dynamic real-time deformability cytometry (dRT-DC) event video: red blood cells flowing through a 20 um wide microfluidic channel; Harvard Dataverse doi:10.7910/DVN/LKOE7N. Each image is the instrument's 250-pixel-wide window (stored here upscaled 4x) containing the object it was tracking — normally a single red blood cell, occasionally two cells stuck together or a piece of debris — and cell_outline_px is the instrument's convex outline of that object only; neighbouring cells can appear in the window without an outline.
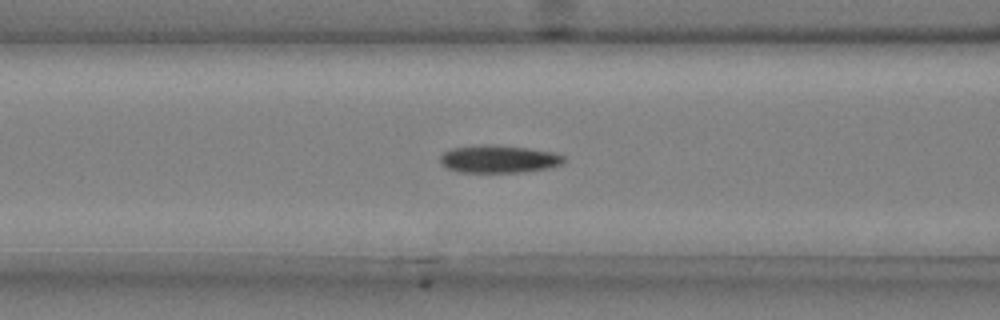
{"species": "common noctule bat (a hibernating species)", "species_latin": "Nyctalus noctula", "temperature_condition": "cold", "stored_images_in_passage": 42, "segment_of_instrument_passage": [1, 2], "camera_frame_rate_fps": 3000, "um_per_image_px": 0.085, "animal": {"sex": "male", "body_mass_g": 20.4}, "frame": {"image": 1, "passage_image": 11, "time_ms": 3.333, "image_size_px": [1000, 320], "cell_outline_px": [[568, 160], [564, 164], [548, 168], [524, 172], [460, 172], [448, 168], [440, 164], [440, 156], [448, 148], [480, 144], [488, 144], [528, 148], [552, 152], [564, 156]], "centroid_in_image_um": [42.4, 13.51], "position_along_channel_um": 124.2, "area_um2": 20.23}}
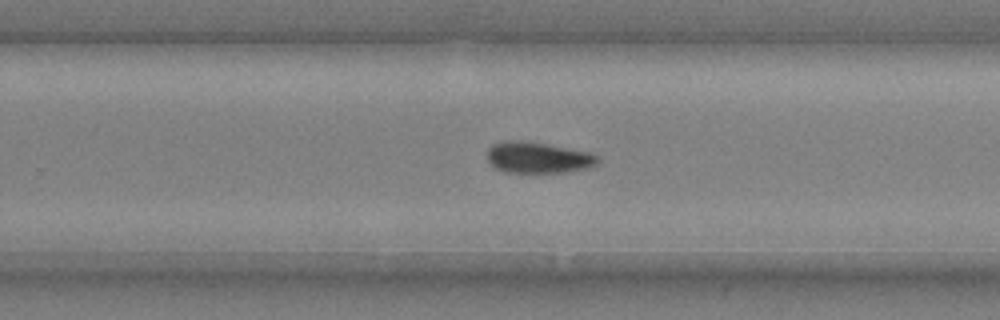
{"frame": {"image": 2, "passage_image": 24, "time_ms": 7.667, "image_size_px": [1000, 320], "cell_outline_px": [[600, 160], [596, 164], [588, 168], [564, 172], [504, 172], [496, 168], [488, 160], [488, 148], [492, 144], [504, 140], [520, 140], [592, 152], [600, 156]], "centroid_in_image_um": [45.75, 13.39], "position_along_channel_um": 284.0, "area_um2": 20.06}}
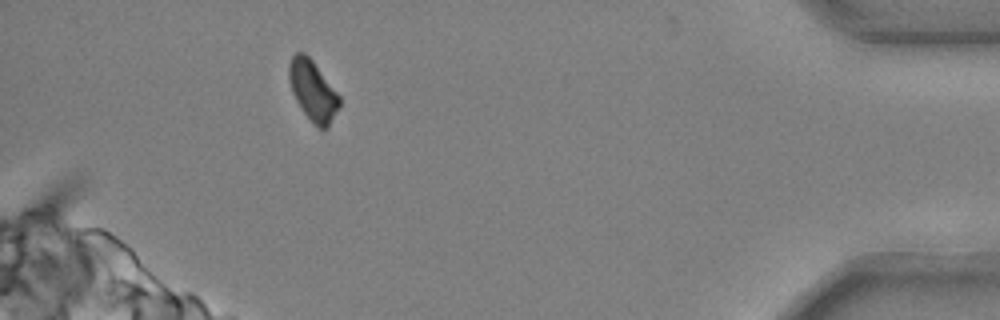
{"frame": {"image": 3, "passage_image": 38, "time_ms": 12.333, "image_size_px": [1000, 320], "cell_outline_px": [[340, 104], [328, 128], [316, 128], [312, 124], [296, 100], [292, 92], [288, 80], [288, 64], [292, 56], [296, 52], [304, 52], [312, 60], [340, 96]], "centroid_in_image_um": [26.57, 7.71], "position_along_channel_um": 408.6, "area_um2": 17.69}}